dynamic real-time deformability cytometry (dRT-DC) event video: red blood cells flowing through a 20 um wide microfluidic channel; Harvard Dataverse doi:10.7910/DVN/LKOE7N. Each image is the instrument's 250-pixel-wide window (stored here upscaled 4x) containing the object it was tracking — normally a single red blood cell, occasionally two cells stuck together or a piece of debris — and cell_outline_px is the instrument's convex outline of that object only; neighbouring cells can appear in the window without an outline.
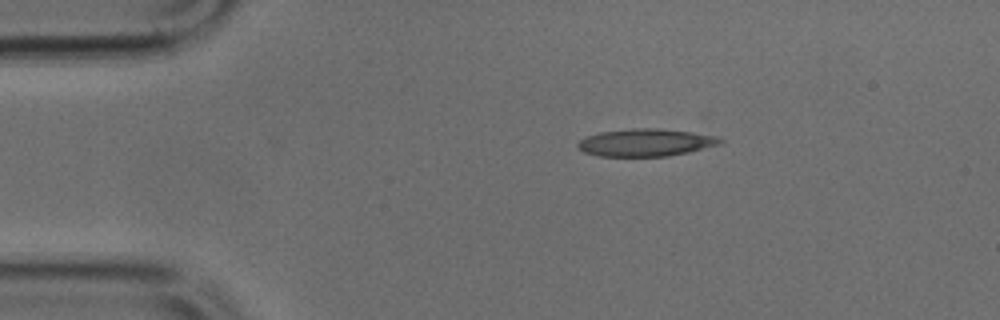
{"species": "common noctule bat (a hibernating species)", "species_latin": "Nyctalus noctula", "temperature_condition": "cold", "stored_images_in_passage": 33, "camera_frame_rate_fps": 3000, "um_per_image_px": 0.085, "animal": {"sex": "male", "body_mass_g": 17.9, "forearm_length_mm": 54.2}, "frame": {"image": 1, "passage_image": 1, "time_ms": 0.0, "image_size_px": [1000, 320], "cell_outline_px": [[724, 140], [720, 144], [688, 152], [668, 156], [600, 156], [584, 152], [576, 144], [580, 140], [588, 136], [600, 132], [632, 128], [656, 128], [704, 132], [716, 136]], "centroid_in_image_um": [54.95, 12.1], "position_along_channel_um": 30.0, "area_um2": 22.95}}
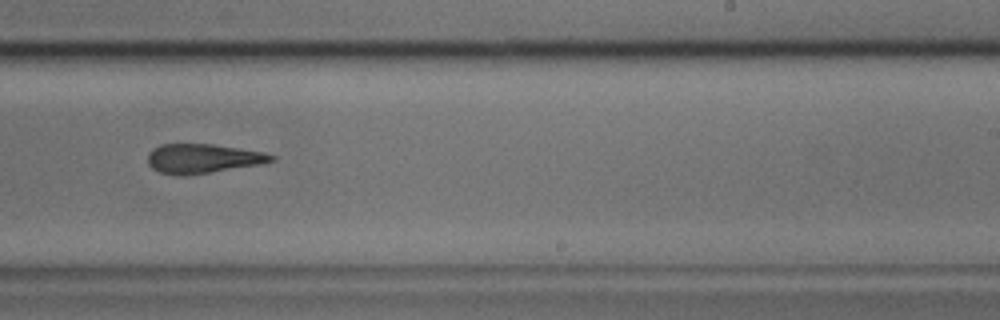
{"frame": {"image": 2, "passage_image": 22, "time_ms": 7.0, "image_size_px": [1000, 320], "cell_outline_px": [[276, 160], [264, 164], [184, 176], [176, 176], [160, 172], [152, 168], [148, 164], [148, 152], [152, 148], [160, 144], [212, 144], [264, 152], [276, 156]], "centroid_in_image_um": [17.24, 13.48], "position_along_channel_um": 271.8, "area_um2": 21.39}}
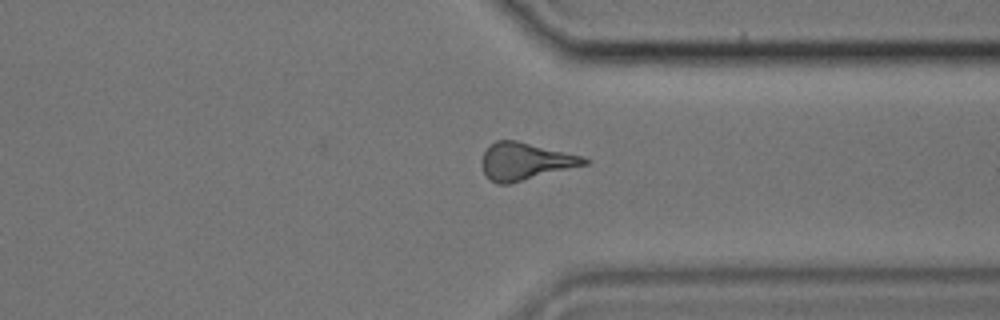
{"frame": {"image": 3, "passage_image": 29, "time_ms": 9.333, "image_size_px": [1000, 320], "cell_outline_px": [[592, 160], [588, 164], [508, 184], [496, 184], [484, 172], [480, 160], [484, 152], [496, 140], [516, 140], [580, 156]], "centroid_in_image_um": [44.63, 13.72], "position_along_channel_um": 366.8, "area_um2": 21.91}}